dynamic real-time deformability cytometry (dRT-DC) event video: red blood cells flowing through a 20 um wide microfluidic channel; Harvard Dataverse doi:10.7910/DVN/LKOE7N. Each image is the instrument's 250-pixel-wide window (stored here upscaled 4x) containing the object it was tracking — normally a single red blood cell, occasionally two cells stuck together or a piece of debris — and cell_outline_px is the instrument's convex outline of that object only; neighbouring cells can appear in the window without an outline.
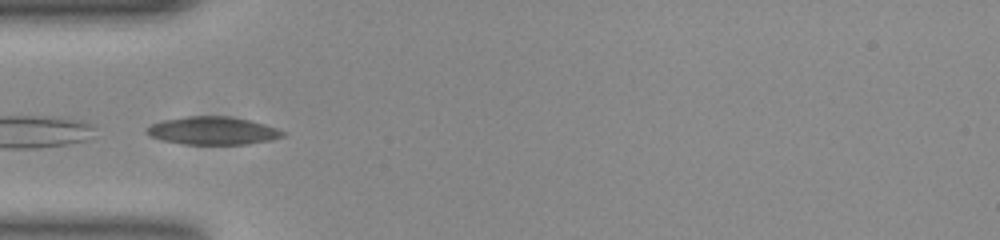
{"species": "common noctule bat (a hibernating species)", "species_latin": "Nyctalus noctula", "temperature_condition": "room temperature", "stored_images_in_passage": 32, "camera_frame_rate_fps": 3000, "um_per_image_px": 0.085, "animal": {"sex": "female", "body_mass_g": 23.0, "forearm_length_mm": 53.4}, "frame": {"image": 1, "passage_image": 1, "time_ms": 0.0, "image_size_px": [1000, 240], "cell_outline_px": [[284, 132], [280, 136], [268, 140], [244, 144], [184, 144], [164, 140], [152, 136], [148, 132], [148, 128], [152, 124], [164, 120], [188, 116], [224, 116], [248, 120]], "centroid_in_image_um": [18.02, 11.11], "position_along_channel_um": 67.0, "area_um2": 21.15}}